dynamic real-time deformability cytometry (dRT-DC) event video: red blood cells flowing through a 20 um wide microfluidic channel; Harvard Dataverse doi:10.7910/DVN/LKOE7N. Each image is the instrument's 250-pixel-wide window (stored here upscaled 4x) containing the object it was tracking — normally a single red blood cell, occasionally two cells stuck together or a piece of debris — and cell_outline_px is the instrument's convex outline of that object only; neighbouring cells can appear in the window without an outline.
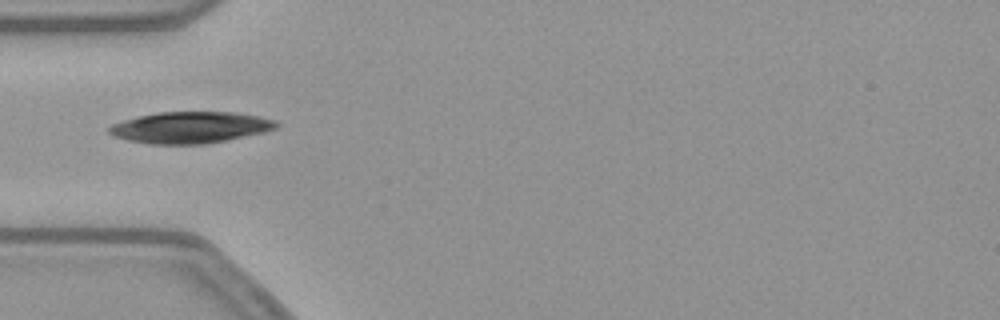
{"species": "common noctule bat (a hibernating species)", "species_latin": "Nyctalus noctula", "temperature_condition": "warm", "stored_images_in_passage": 38, "camera_frame_rate_fps": 3000, "um_per_image_px": 0.085, "animal": {"sex": "female", "body_mass_g": 21.9}, "frame": {"image": 1, "passage_image": 1, "time_ms": 0.0, "image_size_px": [1000, 320], "cell_outline_px": [[280, 124], [276, 128], [264, 132], [204, 144], [148, 144], [128, 140], [116, 136], [108, 132], [108, 128], [112, 124], [124, 120], [140, 116], [160, 112], [236, 112], [276, 120]], "centroid_in_image_um": [16.18, 10.83], "position_along_channel_um": 68.8, "area_um2": 30.35}}
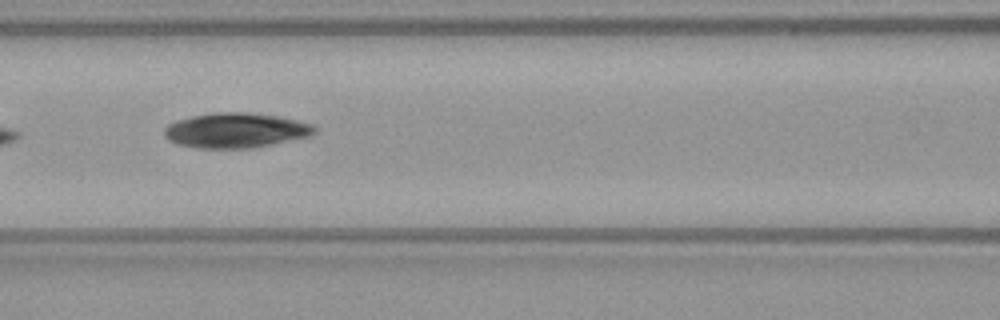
{"frame": {"image": 2, "passage_image": 7, "time_ms": 2.0, "image_size_px": [1000, 320], "cell_outline_px": [[316, 132], [312, 136], [252, 148], [196, 148], [176, 144], [168, 140], [164, 136], [164, 128], [168, 124], [176, 120], [192, 116], [216, 112], [248, 112], [276, 116], [296, 120], [312, 124], [316, 128]], "centroid_in_image_um": [20.02, 11.08], "position_along_channel_um": 146.6, "area_um2": 30.75}}
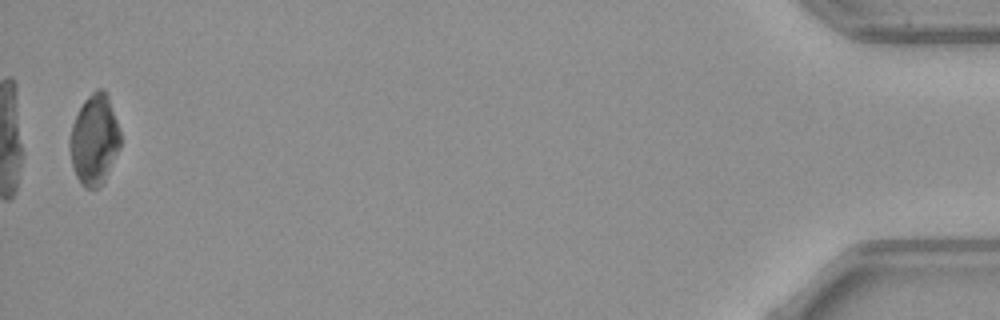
{"frame": {"image": 3, "passage_image": 37, "time_ms": 12.0, "image_size_px": [1000, 320], "cell_outline_px": [[120, 148], [104, 184], [100, 188], [88, 188], [76, 176], [72, 168], [68, 144], [68, 140], [72, 124], [84, 100], [96, 88], [104, 88], [108, 96], [120, 132]], "centroid_in_image_um": [8.01, 11.89], "position_along_channel_um": 427.2, "area_um2": 26.82}, "authors_computed_cell_mechanics": {"area_um2": 29.0734, "velocity_mm_per_s": 3.8075, "shape_relaxation_time_tau1_ms": 4.6084, "shape_relaxation_time_tau2_ms": null, "deformation_change_tau1": 0.1571, "deformation_change_tau2": null}}